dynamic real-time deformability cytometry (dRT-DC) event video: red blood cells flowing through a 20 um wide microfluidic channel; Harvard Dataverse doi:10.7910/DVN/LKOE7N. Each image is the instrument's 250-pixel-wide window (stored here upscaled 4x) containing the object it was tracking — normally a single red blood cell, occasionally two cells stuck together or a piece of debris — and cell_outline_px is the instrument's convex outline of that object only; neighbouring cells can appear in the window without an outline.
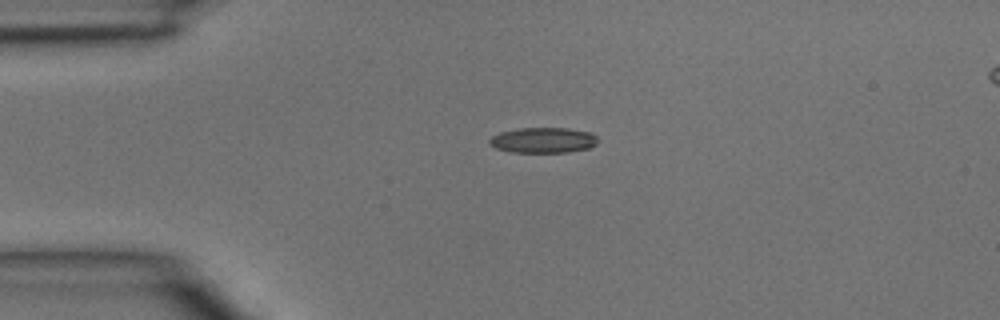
{"species": "common noctule bat (a hibernating species)", "species_latin": "Nyctalus noctula", "temperature_condition": "room temperature", "stored_images_in_passage": 2, "camera_frame_rate_fps": 3000, "um_per_image_px": 0.085, "animal": {"sex": "male", "body_mass_g": 15.6}, "frame": {"image": 1, "passage_image": 1, "time_ms": 0.0, "image_size_px": [1000, 320], "cell_outline_px": [[600, 140], [596, 144], [588, 148], [568, 152], [512, 152], [496, 148], [488, 144], [488, 140], [492, 136], [500, 132], [520, 128], [568, 128], [592, 132]], "centroid_in_image_um": [46.19, 11.91], "position_along_channel_um": 38.8, "area_um2": 16.18}}